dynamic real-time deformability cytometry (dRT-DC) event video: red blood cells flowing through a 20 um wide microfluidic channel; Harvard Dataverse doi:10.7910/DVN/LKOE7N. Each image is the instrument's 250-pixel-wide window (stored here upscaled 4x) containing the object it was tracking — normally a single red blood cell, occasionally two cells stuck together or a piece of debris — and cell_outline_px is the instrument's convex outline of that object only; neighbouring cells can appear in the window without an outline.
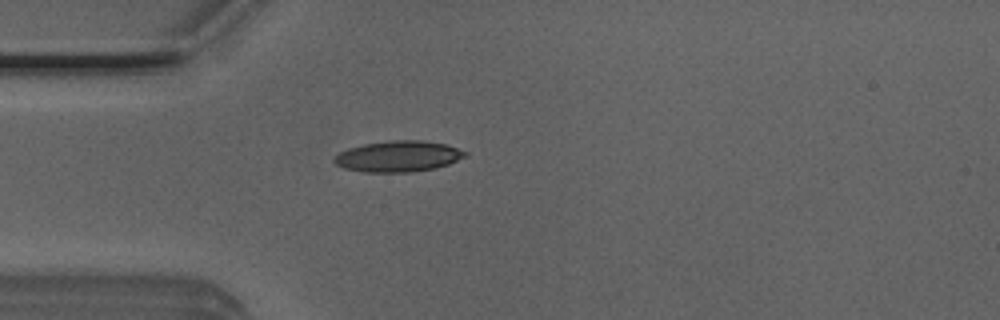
{"species": "Egyptian fruit bat (a non-hibernating species)", "species_latin": "Rousettus aegyptiacus", "temperature_condition": "room temperature", "stored_images_in_passage": 1, "camera_frame_rate_fps": 3000, "um_per_image_px": 0.085, "animal": {"sex": "male"}, "frame": {"image": 1, "passage_image": 1, "time_ms": 0.0, "image_size_px": [1000, 320], "cell_outline_px": [[468, 156], [448, 164], [436, 168], [412, 172], [364, 172], [344, 168], [336, 164], [332, 160], [340, 152], [348, 148], [364, 144], [388, 140], [420, 140], [444, 144], [468, 152]], "centroid_in_image_um": [33.86, 13.29], "position_along_channel_um": 51.1, "area_um2": 23.64}}